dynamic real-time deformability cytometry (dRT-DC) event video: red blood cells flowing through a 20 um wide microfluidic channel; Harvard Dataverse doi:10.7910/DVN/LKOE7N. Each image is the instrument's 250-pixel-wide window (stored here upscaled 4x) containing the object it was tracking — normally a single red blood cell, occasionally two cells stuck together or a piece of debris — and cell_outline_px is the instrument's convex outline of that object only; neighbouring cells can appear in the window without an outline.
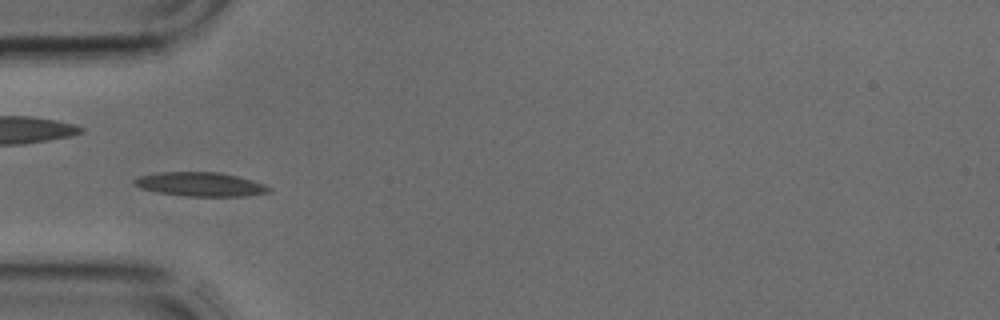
{"species": "common noctule bat (a hibernating species)", "species_latin": "Nyctalus noctula", "temperature_condition": "cold", "stored_images_in_passage": 4, "camera_frame_rate_fps": 3000, "um_per_image_px": 0.085, "animal": {"sex": "male", "body_mass_g": 17.9, "forearm_length_mm": 54.2}, "frame": {"image": 1, "passage_image": 4, "time_ms": 1.0, "image_size_px": [1000, 320], "cell_outline_px": [[272, 192], [248, 196], [188, 196], [160, 192], [140, 188], [132, 184], [132, 180], [140, 176], [160, 172], [220, 172], [252, 180], [264, 184], [272, 188]], "centroid_in_image_um": [17.06, 15.66], "position_along_channel_um": 67.9, "area_um2": 18.84}}